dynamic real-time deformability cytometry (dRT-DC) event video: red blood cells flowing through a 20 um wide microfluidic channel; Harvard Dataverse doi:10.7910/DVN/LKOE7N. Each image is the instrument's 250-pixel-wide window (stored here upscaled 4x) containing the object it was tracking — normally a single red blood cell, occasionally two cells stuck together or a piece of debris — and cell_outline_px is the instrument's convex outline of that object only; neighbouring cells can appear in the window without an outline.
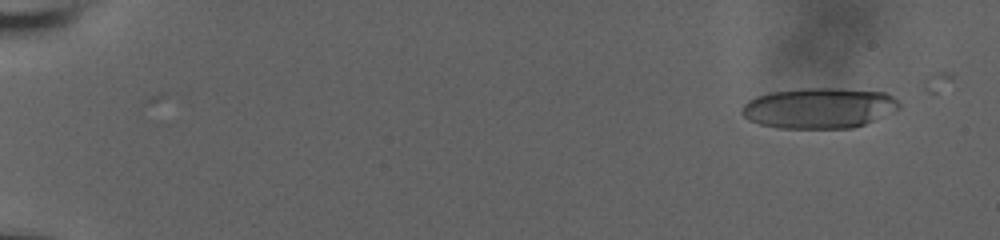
{"species": "human", "species_latin": "Homo sapiens", "temperature_condition": "room temperature", "stored_images_in_passage": 22, "camera_frame_rate_fps": 3000, "um_per_image_px": 0.085, "donor": {"sex": "male"}, "frame": {"image": 1, "passage_image": 2, "time_ms": 0.333, "image_size_px": [1000, 240], "cell_outline_px": [[900, 108], [864, 124], [852, 128], [780, 128], [760, 124], [748, 120], [740, 112], [740, 108], [748, 100], [756, 96], [772, 92], [808, 88], [840, 88], [884, 92], [892, 96], [900, 104]], "centroid_in_image_um": [69.59, 9.18], "position_along_channel_um": 15.4, "area_um2": 37.05}}
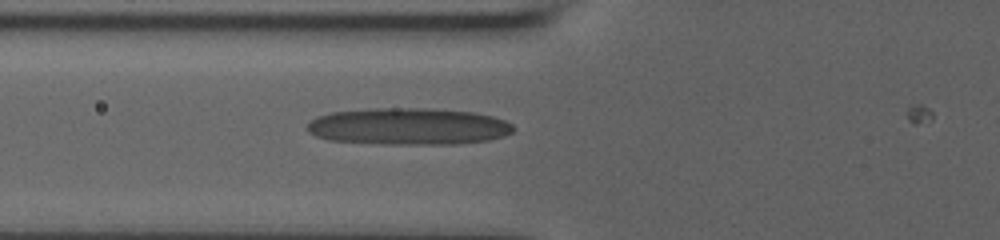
{"frame": {"image": 2, "passage_image": 11, "time_ms": 3.333, "image_size_px": [1000, 240], "cell_outline_px": [[516, 128], [512, 132], [504, 136], [488, 140], [456, 144], [384, 144], [328, 140], [316, 136], [308, 132], [304, 128], [316, 116], [332, 112], [372, 108], [432, 108], [472, 112], [492, 116], [504, 120], [512, 124]], "centroid_in_image_um": [34.71, 10.74], "position_along_channel_um": 91.1, "area_um2": 44.56}}
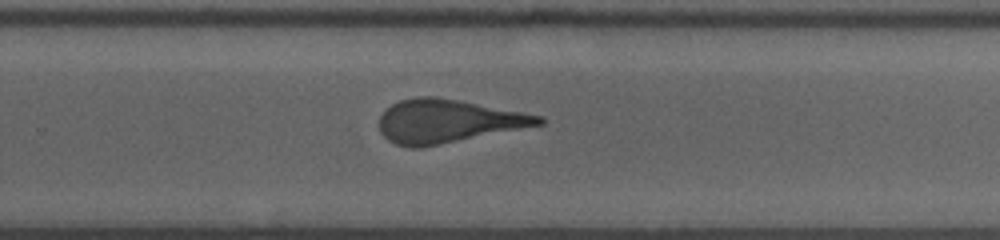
{"frame": {"image": 3, "passage_image": 22, "time_ms": 7.0, "image_size_px": [1000, 240], "cell_outline_px": [[544, 124], [420, 148], [412, 148], [396, 144], [388, 140], [380, 132], [380, 116], [392, 104], [400, 100], [416, 96], [436, 96], [544, 116]], "centroid_in_image_um": [38.05, 10.3], "position_along_channel_um": 291.7, "area_um2": 40.0}}